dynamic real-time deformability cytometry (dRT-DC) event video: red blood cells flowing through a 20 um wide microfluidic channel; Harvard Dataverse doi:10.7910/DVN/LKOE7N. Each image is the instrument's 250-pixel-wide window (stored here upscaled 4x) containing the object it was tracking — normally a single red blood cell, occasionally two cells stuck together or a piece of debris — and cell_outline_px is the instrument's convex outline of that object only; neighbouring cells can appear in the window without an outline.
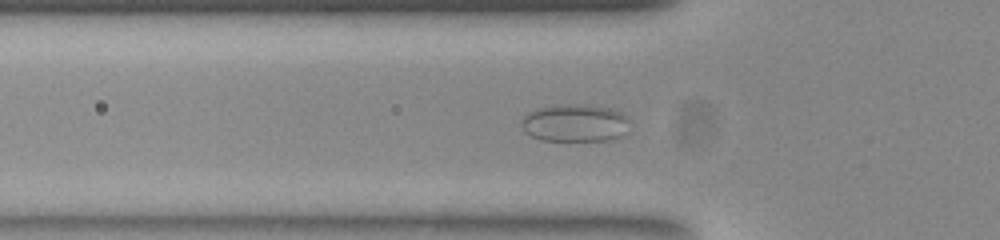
{"species": "common noctule bat (a hibernating species)", "species_latin": "Nyctalus noctula", "temperature_condition": "room temperature", "stored_images_in_passage": 56, "camera_frame_rate_fps": 3000, "um_per_image_px": 0.085, "animal": {"sex": "female", "body_mass_g": 23.0, "forearm_length_mm": 53.4}, "frame": {"image": 1, "passage_image": 18, "time_ms": 5.667, "image_size_px": [1000, 240], "cell_outline_px": [[628, 120], [624, 132], [620, 136], [604, 140], [540, 140], [524, 132], [520, 124], [520, 120], [528, 112], [536, 108], [552, 104], [588, 104], [612, 108], [624, 112], [628, 116]], "centroid_in_image_um": [48.82, 10.41], "position_along_channel_um": 77.0, "area_um2": 24.04}}
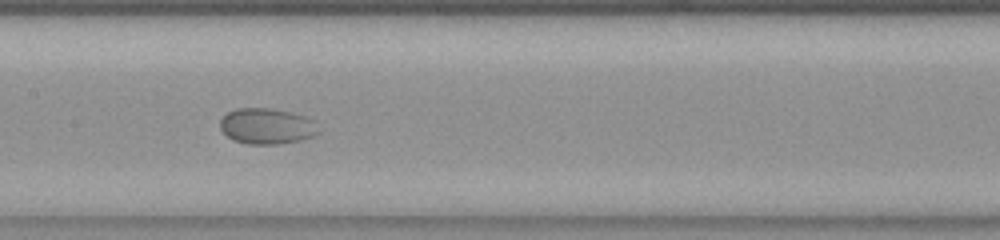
{"frame": {"image": 2, "passage_image": 27, "time_ms": 8.667, "image_size_px": [1000, 240], "cell_outline_px": [[320, 132], [312, 136], [300, 140], [276, 144], [248, 144], [232, 140], [220, 128], [220, 120], [228, 112], [236, 108], [268, 108], [292, 112], [316, 120]], "centroid_in_image_um": [22.7, 10.72], "position_along_channel_um": 184.7, "area_um2": 20.63}}
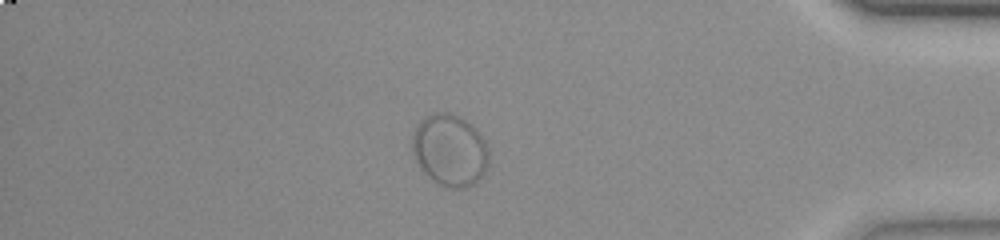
{"frame": {"image": 3, "passage_image": 48, "time_ms": 15.667, "image_size_px": [1000, 240], "cell_outline_px": [[488, 164], [484, 172], [472, 184], [464, 188], [448, 188], [432, 180], [420, 168], [412, 152], [412, 136], [416, 124], [424, 116], [432, 112], [448, 112], [464, 120], [476, 128], [484, 140], [488, 148]], "centroid_in_image_um": [38.2, 12.75], "position_along_channel_um": 397.0, "area_um2": 32.08}}